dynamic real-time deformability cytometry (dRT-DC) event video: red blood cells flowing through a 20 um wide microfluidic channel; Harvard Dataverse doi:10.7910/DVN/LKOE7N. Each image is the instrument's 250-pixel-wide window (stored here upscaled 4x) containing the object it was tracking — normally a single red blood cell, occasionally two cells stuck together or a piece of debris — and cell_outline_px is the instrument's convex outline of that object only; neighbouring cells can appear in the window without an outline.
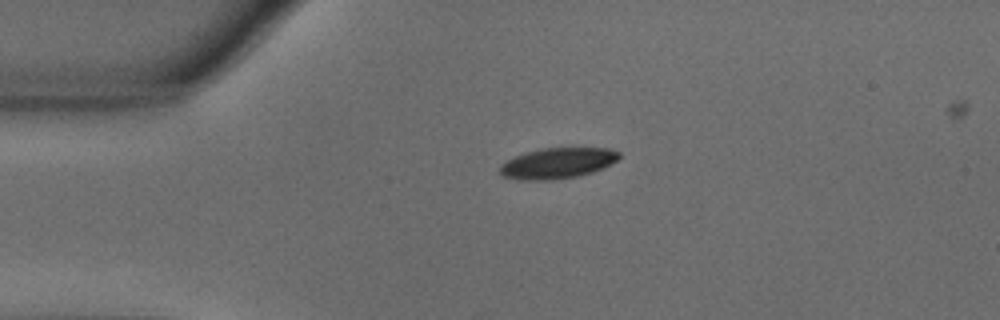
{"species": "common noctule bat (a hibernating species)", "species_latin": "Nyctalus noctula", "temperature_condition": "warm", "stored_images_in_passage": 44, "camera_frame_rate_fps": 3000, "um_per_image_px": 0.085, "animal": {"sex": "male", "body_mass_g": 18.8}, "frame": {"image": 1, "passage_image": 1, "time_ms": 0.0, "image_size_px": [1000, 320], "cell_outline_px": [[620, 156], [616, 160], [604, 168], [580, 176], [552, 180], [516, 180], [500, 176], [500, 164], [516, 156], [540, 148], [608, 148], [620, 152]], "centroid_in_image_um": [47.37, 13.88], "position_along_channel_um": 37.6, "area_um2": 21.44}}
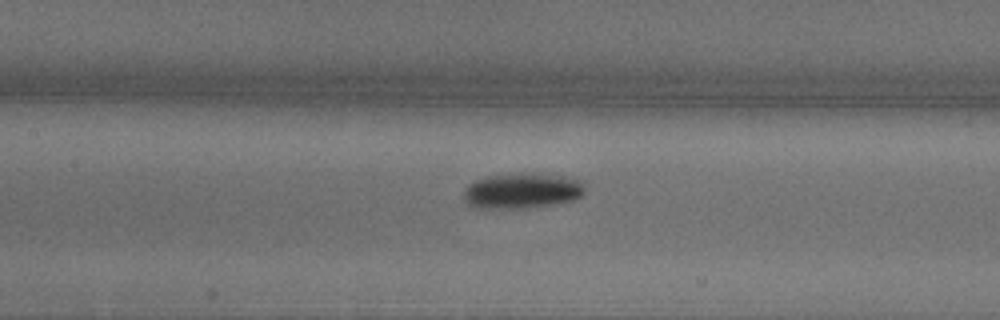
{"frame": {"image": 2, "passage_image": 14, "time_ms": 4.333, "image_size_px": [1000, 320], "cell_outline_px": [[584, 192], [580, 196], [572, 200], [552, 204], [524, 208], [472, 208], [468, 204], [464, 196], [464, 192], [468, 184], [476, 180], [488, 176], [552, 176], [584, 180]], "centroid_in_image_um": [44.34, 16.27], "position_along_channel_um": 163.1, "area_um2": 23.87}}
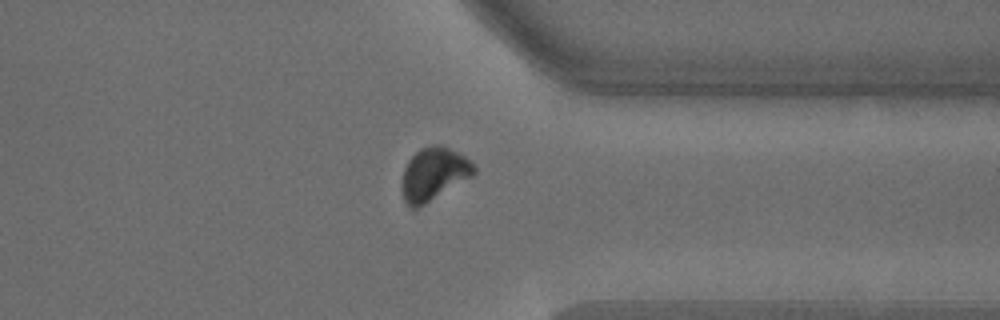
{"frame": {"image": 3, "passage_image": 32, "time_ms": 10.333, "image_size_px": [1000, 320], "cell_outline_px": [[476, 172], [472, 176], [420, 208], [408, 208], [404, 200], [400, 188], [400, 184], [404, 168], [408, 160], [420, 148], [432, 144], [436, 144], [448, 148], [464, 156], [476, 168]], "centroid_in_image_um": [36.81, 14.83], "position_along_channel_um": 374.6, "area_um2": 22.43}}